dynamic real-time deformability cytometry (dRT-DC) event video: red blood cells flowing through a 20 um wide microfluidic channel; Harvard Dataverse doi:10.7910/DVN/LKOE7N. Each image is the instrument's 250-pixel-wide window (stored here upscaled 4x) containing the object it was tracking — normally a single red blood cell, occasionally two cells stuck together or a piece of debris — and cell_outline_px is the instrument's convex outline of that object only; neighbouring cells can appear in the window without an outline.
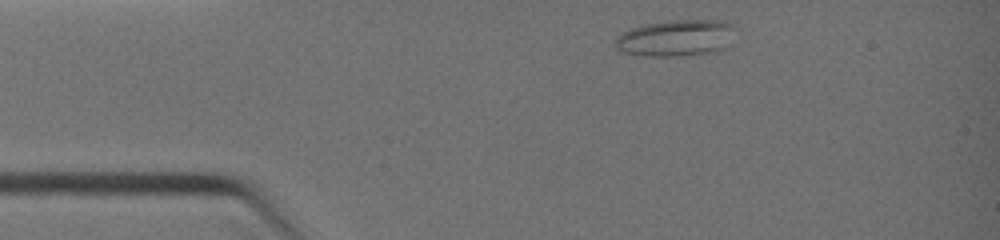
{"species": "common noctule bat (a hibernating species)", "species_latin": "Nyctalus noctula", "temperature_condition": "warm", "stored_images_in_passage": 4, "segment_of_instrument_passage": [1, 2], "camera_frame_rate_fps": 3000, "um_per_image_px": 0.085, "animal": {"sex": "female", "body_mass_g": 19.0, "forearm_length_mm": 51.5}, "frame": {"image": 1, "passage_image": 2, "time_ms": 0.667, "image_size_px": [1000, 240], "cell_outline_px": [[732, 28], [724, 48], [712, 52], [680, 56], [636, 56], [620, 52], [616, 48], [616, 36], [632, 28], [644, 24], [664, 20], [724, 20], [732, 24]], "centroid_in_image_um": [57.35, 3.23], "position_along_channel_um": 27.6, "area_um2": 25.43}}